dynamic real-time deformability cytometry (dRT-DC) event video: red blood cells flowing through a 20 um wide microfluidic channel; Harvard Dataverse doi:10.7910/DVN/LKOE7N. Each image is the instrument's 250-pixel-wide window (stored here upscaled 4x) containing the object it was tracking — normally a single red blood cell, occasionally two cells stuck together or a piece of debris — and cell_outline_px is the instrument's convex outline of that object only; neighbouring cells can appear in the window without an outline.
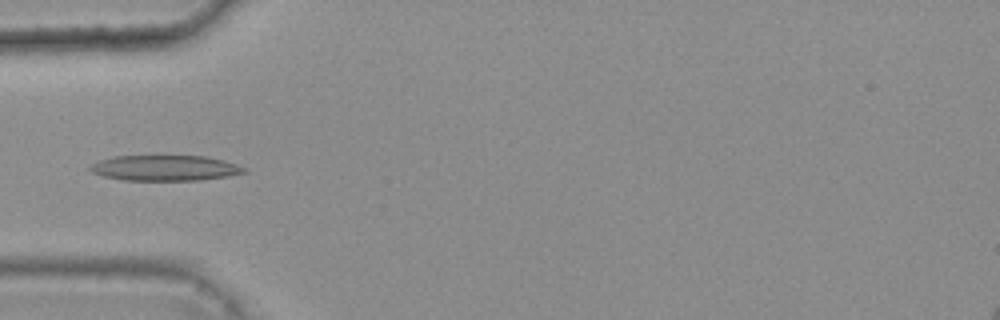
{"species": "common noctule bat (a hibernating species)", "species_latin": "Nyctalus noctula", "temperature_condition": "warm", "stored_images_in_passage": 5, "camera_frame_rate_fps": 3000, "um_per_image_px": 0.085, "animal": {"sex": "female", "body_mass_g": 25.1}, "frame": {"image": 1, "passage_image": 5, "time_ms": 1.333, "image_size_px": [1000, 320], "cell_outline_px": [[248, 172], [228, 176], [200, 180], [124, 180], [104, 176], [92, 172], [88, 168], [92, 164], [100, 160], [112, 156], [204, 156], [224, 160], [248, 168]], "centroid_in_image_um": [14.06, 14.28], "position_along_channel_um": 70.9, "area_um2": 22.89}}